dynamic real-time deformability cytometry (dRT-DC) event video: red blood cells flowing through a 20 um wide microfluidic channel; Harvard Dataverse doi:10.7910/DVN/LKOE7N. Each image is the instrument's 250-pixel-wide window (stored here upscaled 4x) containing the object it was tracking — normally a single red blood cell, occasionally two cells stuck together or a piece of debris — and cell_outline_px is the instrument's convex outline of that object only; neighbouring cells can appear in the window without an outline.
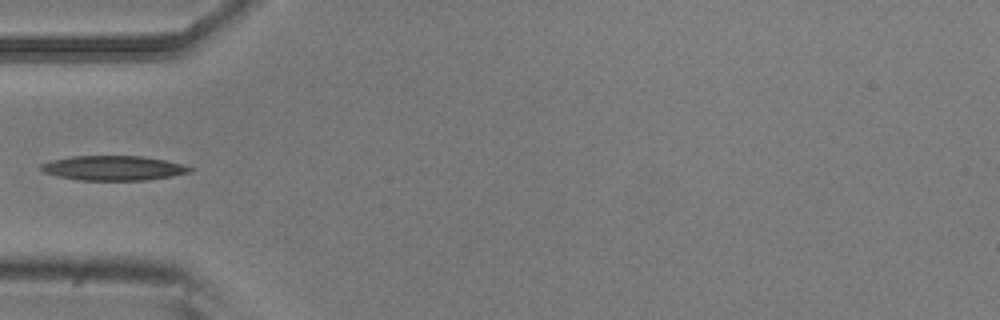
{"species": "common noctule bat (a hibernating species)", "species_latin": "Nyctalus noctula", "temperature_condition": "room temperature", "stored_images_in_passage": 5, "camera_frame_rate_fps": 3000, "um_per_image_px": 0.085, "animal": {"sex": "male", "body_mass_g": 20.5, "forearm_length_mm": 52.5}, "frame": {"image": 1, "passage_image": 4, "time_ms": 1.0, "image_size_px": [1000, 320], "cell_outline_px": [[196, 168], [192, 172], [172, 176], [148, 180], [80, 180], [56, 176], [44, 172], [36, 168], [40, 164], [52, 160], [72, 156], [144, 156], [164, 160]], "centroid_in_image_um": [9.62, 14.28], "position_along_channel_um": 75.4, "area_um2": 21.56}}
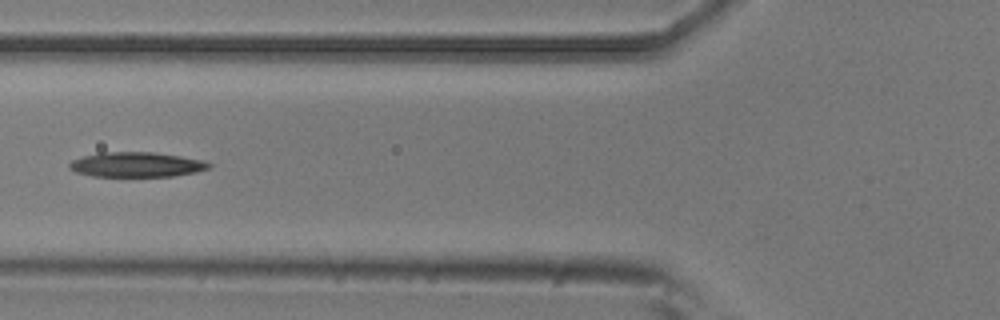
{"frame": {"image": 2, "passage_image": 5, "time_ms": 1.333, "image_size_px": [1000, 320], "cell_outline_px": [[212, 164], [208, 168], [196, 172], [172, 176], [92, 176], [76, 172], [68, 168], [68, 164], [72, 160], [84, 156], [100, 152], [152, 152], [180, 156], [200, 160]], "centroid_in_image_um": [11.55, 13.99], "position_along_channel_um": 114.2, "area_um2": 20.06}}